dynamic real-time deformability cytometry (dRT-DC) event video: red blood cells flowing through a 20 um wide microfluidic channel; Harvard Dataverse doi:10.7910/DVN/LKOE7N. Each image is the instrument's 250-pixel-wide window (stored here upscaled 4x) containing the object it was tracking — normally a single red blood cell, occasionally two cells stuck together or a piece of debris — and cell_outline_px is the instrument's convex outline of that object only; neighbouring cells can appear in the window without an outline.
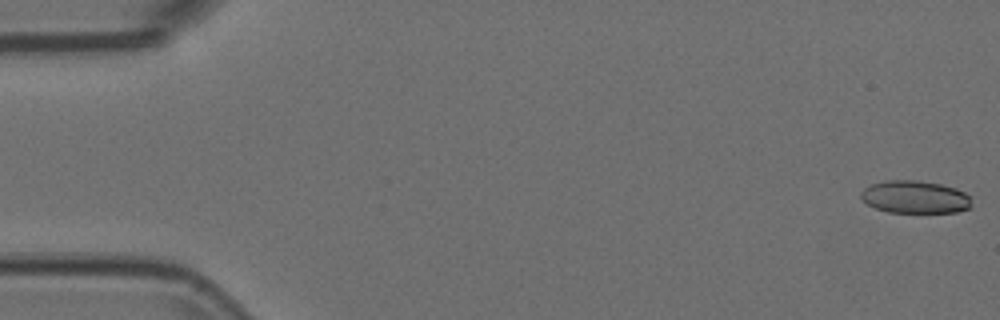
{"species": "Egyptian fruit bat (a non-hibernating species)", "species_latin": "Rousettus aegyptiacus", "temperature_condition": "room temperature", "stored_images_in_passage": 55, "camera_frame_rate_fps": 3000, "um_per_image_px": 0.085, "animal": {"sex": "female"}, "frame": {"image": 1, "passage_image": 1, "time_ms": 0.0, "image_size_px": [1000, 320], "cell_outline_px": [[972, 208], [956, 212], [888, 212], [876, 208], [868, 204], [860, 196], [860, 192], [864, 188], [872, 184], [884, 180], [916, 180], [940, 184], [956, 188], [964, 192], [968, 196]], "centroid_in_image_um": [77.77, 16.74], "position_along_channel_um": 7.2, "area_um2": 20.98}}
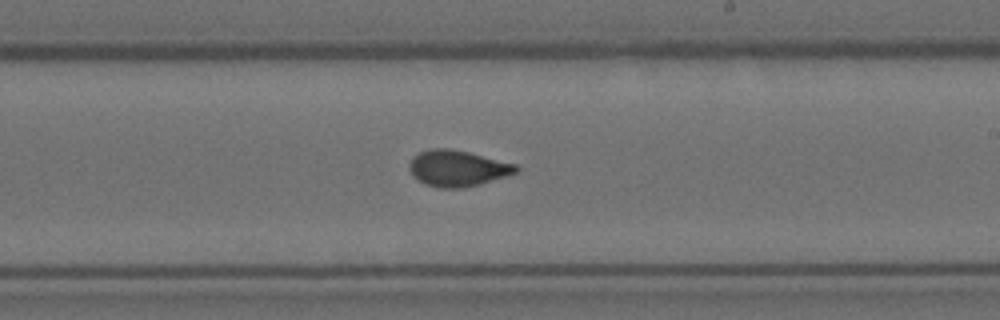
{"frame": {"image": 2, "passage_image": 32, "time_ms": 10.333, "image_size_px": [1000, 320], "cell_outline_px": [[520, 168], [516, 172], [480, 184], [464, 188], [440, 188], [416, 180], [412, 176], [408, 168], [408, 164], [412, 156], [428, 148], [448, 148], [468, 152], [516, 164]], "centroid_in_image_um": [38.83, 14.3], "position_along_channel_um": 250.2, "area_um2": 22.48}}
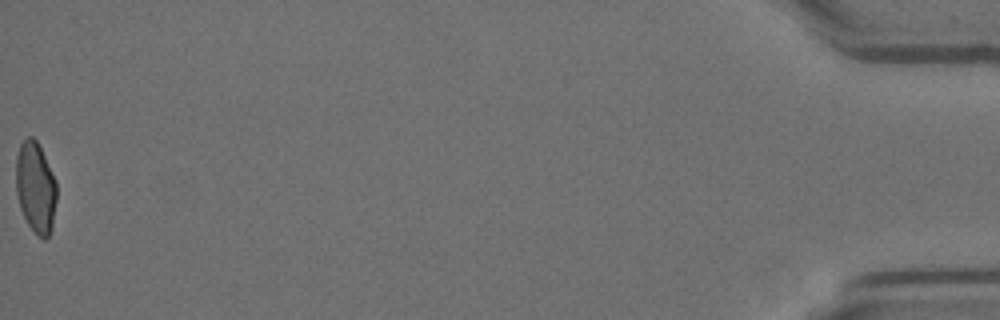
{"frame": {"image": 3, "passage_image": 55, "time_ms": 18.0, "image_size_px": [1000, 320], "cell_outline_px": [[56, 200], [52, 228], [48, 236], [44, 240], [36, 236], [28, 224], [20, 208], [16, 192], [16, 156], [20, 144], [28, 136], [32, 136], [36, 140], [56, 180]], "centroid_in_image_um": [3.02, 15.96], "position_along_channel_um": 432.2, "area_um2": 21.62}}